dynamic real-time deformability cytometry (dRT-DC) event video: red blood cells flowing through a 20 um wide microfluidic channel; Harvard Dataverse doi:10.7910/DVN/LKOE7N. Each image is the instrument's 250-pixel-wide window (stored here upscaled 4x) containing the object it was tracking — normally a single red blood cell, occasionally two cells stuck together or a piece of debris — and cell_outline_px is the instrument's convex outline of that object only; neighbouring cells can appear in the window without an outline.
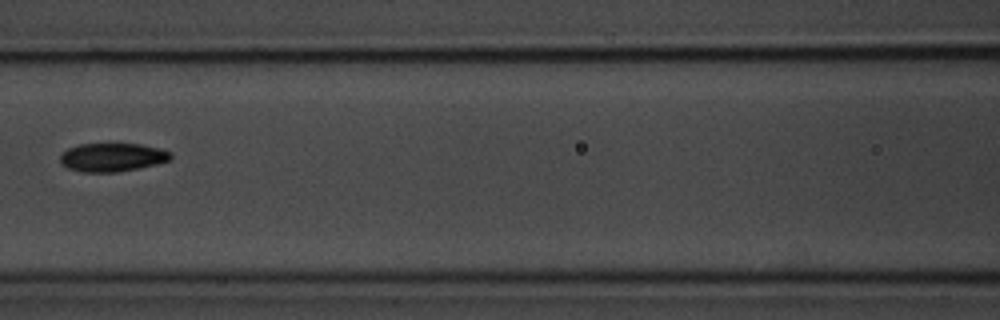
{"species": "common noctule bat (a hibernating species)", "species_latin": "Nyctalus noctula", "temperature_condition": "room temperature", "stored_images_in_passage": 6, "camera_frame_rate_fps": 3000, "um_per_image_px": 0.085, "animal": {"sex": "male", "body_mass_g": 20.1, "forearm_length_mm": 53.5}, "frame": {"image": 1, "passage_image": 4, "time_ms": 3.333, "image_size_px": [1000, 320], "cell_outline_px": [[172, 156], [168, 160], [156, 164], [116, 172], [84, 172], [68, 168], [60, 164], [60, 156], [68, 148], [80, 144], [112, 140], [140, 144], [160, 148], [172, 152]], "centroid_in_image_um": [9.53, 13.31], "position_along_channel_um": 157.1, "area_um2": 19.07}}
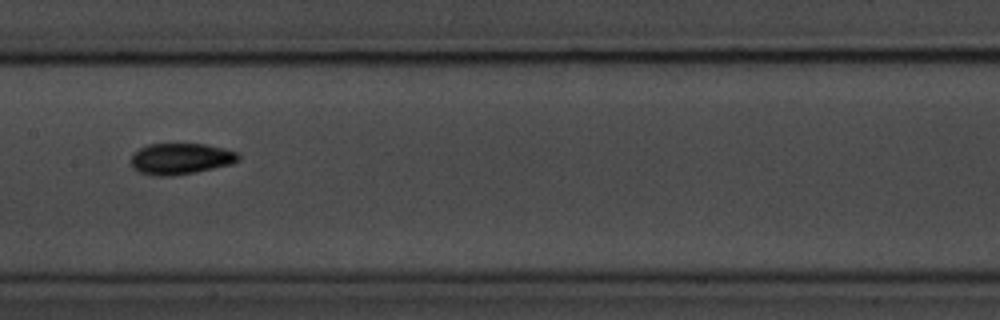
{"frame": {"image": 2, "passage_image": 5, "time_ms": 4.333, "image_size_px": [1000, 320], "cell_outline_px": [[240, 160], [232, 164], [172, 176], [152, 176], [140, 172], [132, 168], [132, 156], [140, 148], [148, 144], [204, 144], [224, 148], [236, 152], [240, 156]], "centroid_in_image_um": [15.36, 13.49], "position_along_channel_um": 192.0, "area_um2": 19.36}}
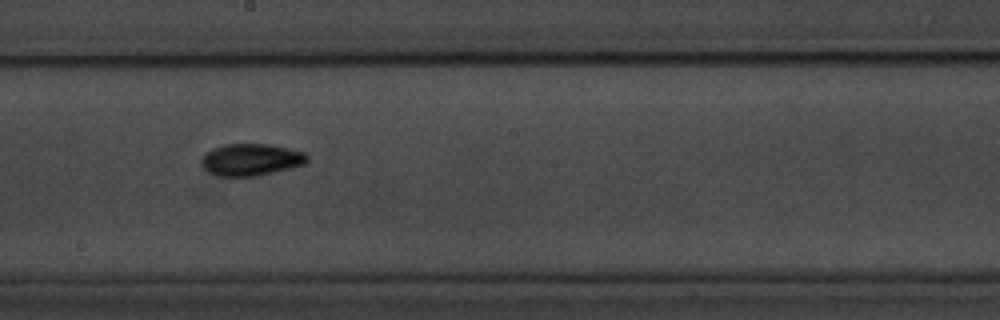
{"frame": {"image": 3, "passage_image": 6, "time_ms": 5.333, "image_size_px": [1000, 320], "cell_outline_px": [[308, 160], [304, 164], [256, 176], [220, 176], [204, 168], [200, 164], [200, 160], [212, 148], [224, 144], [268, 144], [288, 148], [304, 152], [308, 156]], "centroid_in_image_um": [21.33, 13.56], "position_along_channel_um": 226.9, "area_um2": 19.42}}